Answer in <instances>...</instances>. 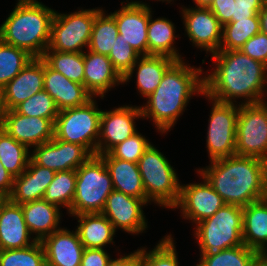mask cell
Wrapping results in <instances>:
<instances>
[{"label": "cell", "instance_id": "obj_10", "mask_svg": "<svg viewBox=\"0 0 267 266\" xmlns=\"http://www.w3.org/2000/svg\"><path fill=\"white\" fill-rule=\"evenodd\" d=\"M236 155L267 162V103H239L236 128Z\"/></svg>", "mask_w": 267, "mask_h": 266}, {"label": "cell", "instance_id": "obj_55", "mask_svg": "<svg viewBox=\"0 0 267 266\" xmlns=\"http://www.w3.org/2000/svg\"><path fill=\"white\" fill-rule=\"evenodd\" d=\"M262 255L267 258V249L262 253Z\"/></svg>", "mask_w": 267, "mask_h": 266}, {"label": "cell", "instance_id": "obj_3", "mask_svg": "<svg viewBox=\"0 0 267 266\" xmlns=\"http://www.w3.org/2000/svg\"><path fill=\"white\" fill-rule=\"evenodd\" d=\"M203 69L175 61L164 73L156 90L141 108L142 117L151 118L158 131L167 133L176 124L190 98L204 94ZM200 76V77H199Z\"/></svg>", "mask_w": 267, "mask_h": 266}, {"label": "cell", "instance_id": "obj_46", "mask_svg": "<svg viewBox=\"0 0 267 266\" xmlns=\"http://www.w3.org/2000/svg\"><path fill=\"white\" fill-rule=\"evenodd\" d=\"M262 8L263 5H243L237 4V2L233 1V14L231 21L255 17L257 14H259Z\"/></svg>", "mask_w": 267, "mask_h": 266}, {"label": "cell", "instance_id": "obj_13", "mask_svg": "<svg viewBox=\"0 0 267 266\" xmlns=\"http://www.w3.org/2000/svg\"><path fill=\"white\" fill-rule=\"evenodd\" d=\"M30 152V159L37 165L55 172L77 170L92 154L82 145L52 138L37 145Z\"/></svg>", "mask_w": 267, "mask_h": 266}, {"label": "cell", "instance_id": "obj_41", "mask_svg": "<svg viewBox=\"0 0 267 266\" xmlns=\"http://www.w3.org/2000/svg\"><path fill=\"white\" fill-rule=\"evenodd\" d=\"M140 57L141 55L123 39L121 34L115 39V43L108 55L114 69L122 78L130 72L132 66Z\"/></svg>", "mask_w": 267, "mask_h": 266}, {"label": "cell", "instance_id": "obj_23", "mask_svg": "<svg viewBox=\"0 0 267 266\" xmlns=\"http://www.w3.org/2000/svg\"><path fill=\"white\" fill-rule=\"evenodd\" d=\"M35 242L25 223L21 205L7 199L0 209V250L21 249Z\"/></svg>", "mask_w": 267, "mask_h": 266}, {"label": "cell", "instance_id": "obj_53", "mask_svg": "<svg viewBox=\"0 0 267 266\" xmlns=\"http://www.w3.org/2000/svg\"><path fill=\"white\" fill-rule=\"evenodd\" d=\"M4 112H5V110L3 107L2 94H1V90H0V127L2 126Z\"/></svg>", "mask_w": 267, "mask_h": 266}, {"label": "cell", "instance_id": "obj_44", "mask_svg": "<svg viewBox=\"0 0 267 266\" xmlns=\"http://www.w3.org/2000/svg\"><path fill=\"white\" fill-rule=\"evenodd\" d=\"M110 255L104 249L85 248L81 266H107Z\"/></svg>", "mask_w": 267, "mask_h": 266}, {"label": "cell", "instance_id": "obj_38", "mask_svg": "<svg viewBox=\"0 0 267 266\" xmlns=\"http://www.w3.org/2000/svg\"><path fill=\"white\" fill-rule=\"evenodd\" d=\"M0 266H46L41 241L21 249L0 250Z\"/></svg>", "mask_w": 267, "mask_h": 266}, {"label": "cell", "instance_id": "obj_40", "mask_svg": "<svg viewBox=\"0 0 267 266\" xmlns=\"http://www.w3.org/2000/svg\"><path fill=\"white\" fill-rule=\"evenodd\" d=\"M14 110L25 116L50 119L53 123H55L59 113L53 98L45 90H42L21 102L14 108Z\"/></svg>", "mask_w": 267, "mask_h": 266}, {"label": "cell", "instance_id": "obj_19", "mask_svg": "<svg viewBox=\"0 0 267 266\" xmlns=\"http://www.w3.org/2000/svg\"><path fill=\"white\" fill-rule=\"evenodd\" d=\"M43 81L44 60L33 58L1 89L4 110H12L21 102L44 90Z\"/></svg>", "mask_w": 267, "mask_h": 266}, {"label": "cell", "instance_id": "obj_48", "mask_svg": "<svg viewBox=\"0 0 267 266\" xmlns=\"http://www.w3.org/2000/svg\"><path fill=\"white\" fill-rule=\"evenodd\" d=\"M107 266H139V249L118 259H110Z\"/></svg>", "mask_w": 267, "mask_h": 266}, {"label": "cell", "instance_id": "obj_26", "mask_svg": "<svg viewBox=\"0 0 267 266\" xmlns=\"http://www.w3.org/2000/svg\"><path fill=\"white\" fill-rule=\"evenodd\" d=\"M21 208L28 230L32 235L35 233L36 241H42L60 229L61 213L58 206L38 199L21 204Z\"/></svg>", "mask_w": 267, "mask_h": 266}, {"label": "cell", "instance_id": "obj_27", "mask_svg": "<svg viewBox=\"0 0 267 266\" xmlns=\"http://www.w3.org/2000/svg\"><path fill=\"white\" fill-rule=\"evenodd\" d=\"M243 243L262 254L267 249V199L243 207Z\"/></svg>", "mask_w": 267, "mask_h": 266}, {"label": "cell", "instance_id": "obj_18", "mask_svg": "<svg viewBox=\"0 0 267 266\" xmlns=\"http://www.w3.org/2000/svg\"><path fill=\"white\" fill-rule=\"evenodd\" d=\"M1 128L28 149L54 137V123L50 119L25 116L14 109L5 110Z\"/></svg>", "mask_w": 267, "mask_h": 266}, {"label": "cell", "instance_id": "obj_28", "mask_svg": "<svg viewBox=\"0 0 267 266\" xmlns=\"http://www.w3.org/2000/svg\"><path fill=\"white\" fill-rule=\"evenodd\" d=\"M175 61L167 56H141L123 78V84L129 82L136 69V85L139 94L147 98L156 90L164 73Z\"/></svg>", "mask_w": 267, "mask_h": 266}, {"label": "cell", "instance_id": "obj_50", "mask_svg": "<svg viewBox=\"0 0 267 266\" xmlns=\"http://www.w3.org/2000/svg\"><path fill=\"white\" fill-rule=\"evenodd\" d=\"M250 266H267V258L262 254H258Z\"/></svg>", "mask_w": 267, "mask_h": 266}, {"label": "cell", "instance_id": "obj_47", "mask_svg": "<svg viewBox=\"0 0 267 266\" xmlns=\"http://www.w3.org/2000/svg\"><path fill=\"white\" fill-rule=\"evenodd\" d=\"M14 176L0 162V193L9 197L12 192Z\"/></svg>", "mask_w": 267, "mask_h": 266}, {"label": "cell", "instance_id": "obj_16", "mask_svg": "<svg viewBox=\"0 0 267 266\" xmlns=\"http://www.w3.org/2000/svg\"><path fill=\"white\" fill-rule=\"evenodd\" d=\"M185 31L189 40L209 53L219 51L222 41V25L209 8H181Z\"/></svg>", "mask_w": 267, "mask_h": 266}, {"label": "cell", "instance_id": "obj_39", "mask_svg": "<svg viewBox=\"0 0 267 266\" xmlns=\"http://www.w3.org/2000/svg\"><path fill=\"white\" fill-rule=\"evenodd\" d=\"M174 240L170 235L157 243L151 251L139 249V266H179Z\"/></svg>", "mask_w": 267, "mask_h": 266}, {"label": "cell", "instance_id": "obj_8", "mask_svg": "<svg viewBox=\"0 0 267 266\" xmlns=\"http://www.w3.org/2000/svg\"><path fill=\"white\" fill-rule=\"evenodd\" d=\"M101 113L94 98L84 105L59 111L54 123V138L82 145L96 155Z\"/></svg>", "mask_w": 267, "mask_h": 266}, {"label": "cell", "instance_id": "obj_42", "mask_svg": "<svg viewBox=\"0 0 267 266\" xmlns=\"http://www.w3.org/2000/svg\"><path fill=\"white\" fill-rule=\"evenodd\" d=\"M150 141L139 132L113 147L109 153L117 159L138 163Z\"/></svg>", "mask_w": 267, "mask_h": 266}, {"label": "cell", "instance_id": "obj_36", "mask_svg": "<svg viewBox=\"0 0 267 266\" xmlns=\"http://www.w3.org/2000/svg\"><path fill=\"white\" fill-rule=\"evenodd\" d=\"M28 52L0 39V90L33 59Z\"/></svg>", "mask_w": 267, "mask_h": 266}, {"label": "cell", "instance_id": "obj_32", "mask_svg": "<svg viewBox=\"0 0 267 266\" xmlns=\"http://www.w3.org/2000/svg\"><path fill=\"white\" fill-rule=\"evenodd\" d=\"M261 31L260 16L230 21L222 26L219 50H239L245 42Z\"/></svg>", "mask_w": 267, "mask_h": 266}, {"label": "cell", "instance_id": "obj_20", "mask_svg": "<svg viewBox=\"0 0 267 266\" xmlns=\"http://www.w3.org/2000/svg\"><path fill=\"white\" fill-rule=\"evenodd\" d=\"M46 266H81L85 247L80 241L78 232L60 228L41 241Z\"/></svg>", "mask_w": 267, "mask_h": 266}, {"label": "cell", "instance_id": "obj_34", "mask_svg": "<svg viewBox=\"0 0 267 266\" xmlns=\"http://www.w3.org/2000/svg\"><path fill=\"white\" fill-rule=\"evenodd\" d=\"M118 35L115 19L102 9L95 16L88 50L108 56Z\"/></svg>", "mask_w": 267, "mask_h": 266}, {"label": "cell", "instance_id": "obj_15", "mask_svg": "<svg viewBox=\"0 0 267 266\" xmlns=\"http://www.w3.org/2000/svg\"><path fill=\"white\" fill-rule=\"evenodd\" d=\"M110 13L115 19L119 34L141 56H148L147 28L151 8L142 1H132Z\"/></svg>", "mask_w": 267, "mask_h": 266}, {"label": "cell", "instance_id": "obj_25", "mask_svg": "<svg viewBox=\"0 0 267 266\" xmlns=\"http://www.w3.org/2000/svg\"><path fill=\"white\" fill-rule=\"evenodd\" d=\"M99 156L106 164L115 191L141 198L146 202V193L138 163L114 158L109 152Z\"/></svg>", "mask_w": 267, "mask_h": 266}, {"label": "cell", "instance_id": "obj_11", "mask_svg": "<svg viewBox=\"0 0 267 266\" xmlns=\"http://www.w3.org/2000/svg\"><path fill=\"white\" fill-rule=\"evenodd\" d=\"M208 100L213 103L206 139L210 161L234 156L239 104Z\"/></svg>", "mask_w": 267, "mask_h": 266}, {"label": "cell", "instance_id": "obj_30", "mask_svg": "<svg viewBox=\"0 0 267 266\" xmlns=\"http://www.w3.org/2000/svg\"><path fill=\"white\" fill-rule=\"evenodd\" d=\"M175 32L172 21L164 17L153 20L151 13L147 28L148 56H167L176 61L182 60L174 46V40L177 37Z\"/></svg>", "mask_w": 267, "mask_h": 266}, {"label": "cell", "instance_id": "obj_6", "mask_svg": "<svg viewBox=\"0 0 267 266\" xmlns=\"http://www.w3.org/2000/svg\"><path fill=\"white\" fill-rule=\"evenodd\" d=\"M113 190L104 160L98 155H92L76 170L75 194L69 214L101 213Z\"/></svg>", "mask_w": 267, "mask_h": 266}, {"label": "cell", "instance_id": "obj_14", "mask_svg": "<svg viewBox=\"0 0 267 266\" xmlns=\"http://www.w3.org/2000/svg\"><path fill=\"white\" fill-rule=\"evenodd\" d=\"M203 183L181 185L180 197L173 209L181 208L182 218L195 224L213 216L225 205L222 197L201 176Z\"/></svg>", "mask_w": 267, "mask_h": 266}, {"label": "cell", "instance_id": "obj_2", "mask_svg": "<svg viewBox=\"0 0 267 266\" xmlns=\"http://www.w3.org/2000/svg\"><path fill=\"white\" fill-rule=\"evenodd\" d=\"M210 162L211 165L197 172L222 197L225 204L245 207L266 198L265 160L234 155Z\"/></svg>", "mask_w": 267, "mask_h": 266}, {"label": "cell", "instance_id": "obj_4", "mask_svg": "<svg viewBox=\"0 0 267 266\" xmlns=\"http://www.w3.org/2000/svg\"><path fill=\"white\" fill-rule=\"evenodd\" d=\"M13 11L0 26V39L42 58L50 42L55 10L37 0H17Z\"/></svg>", "mask_w": 267, "mask_h": 266}, {"label": "cell", "instance_id": "obj_35", "mask_svg": "<svg viewBox=\"0 0 267 266\" xmlns=\"http://www.w3.org/2000/svg\"><path fill=\"white\" fill-rule=\"evenodd\" d=\"M76 170L56 172L48 185L43 199L59 208L66 207L69 213L75 194Z\"/></svg>", "mask_w": 267, "mask_h": 266}, {"label": "cell", "instance_id": "obj_33", "mask_svg": "<svg viewBox=\"0 0 267 266\" xmlns=\"http://www.w3.org/2000/svg\"><path fill=\"white\" fill-rule=\"evenodd\" d=\"M42 59L69 80L84 85V52L71 53L46 49Z\"/></svg>", "mask_w": 267, "mask_h": 266}, {"label": "cell", "instance_id": "obj_45", "mask_svg": "<svg viewBox=\"0 0 267 266\" xmlns=\"http://www.w3.org/2000/svg\"><path fill=\"white\" fill-rule=\"evenodd\" d=\"M233 1L235 0H214L209 7L222 26L232 20Z\"/></svg>", "mask_w": 267, "mask_h": 266}, {"label": "cell", "instance_id": "obj_22", "mask_svg": "<svg viewBox=\"0 0 267 266\" xmlns=\"http://www.w3.org/2000/svg\"><path fill=\"white\" fill-rule=\"evenodd\" d=\"M123 83V78L114 69L107 55L88 50L84 52V86L95 98L104 94L116 85Z\"/></svg>", "mask_w": 267, "mask_h": 266}, {"label": "cell", "instance_id": "obj_29", "mask_svg": "<svg viewBox=\"0 0 267 266\" xmlns=\"http://www.w3.org/2000/svg\"><path fill=\"white\" fill-rule=\"evenodd\" d=\"M78 218L76 228L81 243L85 248L104 249L114 243L115 228L102 213H82L73 215Z\"/></svg>", "mask_w": 267, "mask_h": 266}, {"label": "cell", "instance_id": "obj_54", "mask_svg": "<svg viewBox=\"0 0 267 266\" xmlns=\"http://www.w3.org/2000/svg\"><path fill=\"white\" fill-rule=\"evenodd\" d=\"M8 199L7 196L3 195L2 193H0V209L2 207V205L5 203V201Z\"/></svg>", "mask_w": 267, "mask_h": 266}, {"label": "cell", "instance_id": "obj_21", "mask_svg": "<svg viewBox=\"0 0 267 266\" xmlns=\"http://www.w3.org/2000/svg\"><path fill=\"white\" fill-rule=\"evenodd\" d=\"M43 85L59 111L84 105L93 98L84 85L69 80L45 61Z\"/></svg>", "mask_w": 267, "mask_h": 266}, {"label": "cell", "instance_id": "obj_12", "mask_svg": "<svg viewBox=\"0 0 267 266\" xmlns=\"http://www.w3.org/2000/svg\"><path fill=\"white\" fill-rule=\"evenodd\" d=\"M139 118H143L140 106L123 105L111 111L102 110L96 155L108 153L117 144L137 133L135 119Z\"/></svg>", "mask_w": 267, "mask_h": 266}, {"label": "cell", "instance_id": "obj_1", "mask_svg": "<svg viewBox=\"0 0 267 266\" xmlns=\"http://www.w3.org/2000/svg\"><path fill=\"white\" fill-rule=\"evenodd\" d=\"M211 57L216 69L204 75L205 97L223 103L236 102L235 98H245L244 104L265 101L266 65L240 50H219Z\"/></svg>", "mask_w": 267, "mask_h": 266}, {"label": "cell", "instance_id": "obj_52", "mask_svg": "<svg viewBox=\"0 0 267 266\" xmlns=\"http://www.w3.org/2000/svg\"><path fill=\"white\" fill-rule=\"evenodd\" d=\"M196 4V7L209 8L214 0H193Z\"/></svg>", "mask_w": 267, "mask_h": 266}, {"label": "cell", "instance_id": "obj_56", "mask_svg": "<svg viewBox=\"0 0 267 266\" xmlns=\"http://www.w3.org/2000/svg\"><path fill=\"white\" fill-rule=\"evenodd\" d=\"M158 1V0H157ZM159 1H167L168 3H170L171 1H173V0H159Z\"/></svg>", "mask_w": 267, "mask_h": 266}, {"label": "cell", "instance_id": "obj_7", "mask_svg": "<svg viewBox=\"0 0 267 266\" xmlns=\"http://www.w3.org/2000/svg\"><path fill=\"white\" fill-rule=\"evenodd\" d=\"M194 232L201 254L243 245V207L225 204L213 216L197 223Z\"/></svg>", "mask_w": 267, "mask_h": 266}, {"label": "cell", "instance_id": "obj_9", "mask_svg": "<svg viewBox=\"0 0 267 266\" xmlns=\"http://www.w3.org/2000/svg\"><path fill=\"white\" fill-rule=\"evenodd\" d=\"M102 9H81L71 14L55 11L47 49L59 52L78 53L89 45L95 16Z\"/></svg>", "mask_w": 267, "mask_h": 266}, {"label": "cell", "instance_id": "obj_37", "mask_svg": "<svg viewBox=\"0 0 267 266\" xmlns=\"http://www.w3.org/2000/svg\"><path fill=\"white\" fill-rule=\"evenodd\" d=\"M258 253L244 244L225 250L200 254L196 266H250Z\"/></svg>", "mask_w": 267, "mask_h": 266}, {"label": "cell", "instance_id": "obj_5", "mask_svg": "<svg viewBox=\"0 0 267 266\" xmlns=\"http://www.w3.org/2000/svg\"><path fill=\"white\" fill-rule=\"evenodd\" d=\"M146 203L154 202L165 208H174L180 197L181 184L169 160L152 144L138 161Z\"/></svg>", "mask_w": 267, "mask_h": 266}, {"label": "cell", "instance_id": "obj_49", "mask_svg": "<svg viewBox=\"0 0 267 266\" xmlns=\"http://www.w3.org/2000/svg\"><path fill=\"white\" fill-rule=\"evenodd\" d=\"M261 32L267 34V2H264L263 8L259 12Z\"/></svg>", "mask_w": 267, "mask_h": 266}, {"label": "cell", "instance_id": "obj_17", "mask_svg": "<svg viewBox=\"0 0 267 266\" xmlns=\"http://www.w3.org/2000/svg\"><path fill=\"white\" fill-rule=\"evenodd\" d=\"M147 203L141 199L113 190L107 197L101 212L117 228L131 234H139L147 228L143 206Z\"/></svg>", "mask_w": 267, "mask_h": 266}, {"label": "cell", "instance_id": "obj_24", "mask_svg": "<svg viewBox=\"0 0 267 266\" xmlns=\"http://www.w3.org/2000/svg\"><path fill=\"white\" fill-rule=\"evenodd\" d=\"M55 171L35 164L31 159L27 169L14 177L12 192L8 199L16 204L43 199L48 185L55 176Z\"/></svg>", "mask_w": 267, "mask_h": 266}, {"label": "cell", "instance_id": "obj_31", "mask_svg": "<svg viewBox=\"0 0 267 266\" xmlns=\"http://www.w3.org/2000/svg\"><path fill=\"white\" fill-rule=\"evenodd\" d=\"M30 152L0 127V162L14 177L27 169Z\"/></svg>", "mask_w": 267, "mask_h": 266}, {"label": "cell", "instance_id": "obj_51", "mask_svg": "<svg viewBox=\"0 0 267 266\" xmlns=\"http://www.w3.org/2000/svg\"><path fill=\"white\" fill-rule=\"evenodd\" d=\"M235 2L243 5H264V0H235Z\"/></svg>", "mask_w": 267, "mask_h": 266}, {"label": "cell", "instance_id": "obj_43", "mask_svg": "<svg viewBox=\"0 0 267 266\" xmlns=\"http://www.w3.org/2000/svg\"><path fill=\"white\" fill-rule=\"evenodd\" d=\"M239 50L267 66V34L260 31L248 39Z\"/></svg>", "mask_w": 267, "mask_h": 266}]
</instances>
